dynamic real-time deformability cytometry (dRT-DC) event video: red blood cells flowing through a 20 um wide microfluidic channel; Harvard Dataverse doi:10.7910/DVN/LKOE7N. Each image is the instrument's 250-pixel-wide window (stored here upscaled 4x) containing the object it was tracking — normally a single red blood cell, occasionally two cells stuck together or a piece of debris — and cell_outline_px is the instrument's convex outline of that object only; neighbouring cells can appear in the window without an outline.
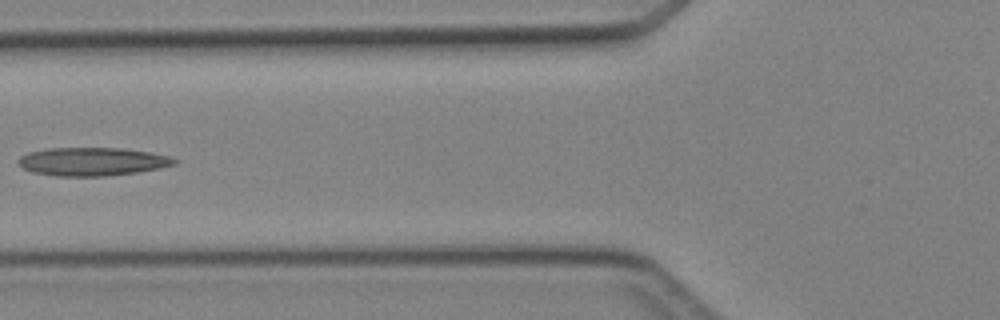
{"species": "Egyptian fruit bat (a non-hibernating species)", "species_latin": "Rousettus aegyptiacus", "temperature_condition": "cold", "stored_images_in_passage": 4, "camera_frame_rate_fps": 3000, "um_per_image_px": 0.085, "animal": {"sex": "female"}, "frame": {"image": 1, "passage_image": 4, "time_ms": 3.667, "image_size_px": [1000, 320], "cell_outline_px": [[180, 160], [176, 164], [160, 168], [136, 172], [104, 176], [56, 176], [32, 172], [16, 164], [16, 160], [20, 156], [28, 152], [48, 148], [124, 148], [152, 152], [172, 156]], "centroid_in_image_um": [7.86, 13.72], "position_along_channel_um": 117.9, "area_um2": 26.07}}